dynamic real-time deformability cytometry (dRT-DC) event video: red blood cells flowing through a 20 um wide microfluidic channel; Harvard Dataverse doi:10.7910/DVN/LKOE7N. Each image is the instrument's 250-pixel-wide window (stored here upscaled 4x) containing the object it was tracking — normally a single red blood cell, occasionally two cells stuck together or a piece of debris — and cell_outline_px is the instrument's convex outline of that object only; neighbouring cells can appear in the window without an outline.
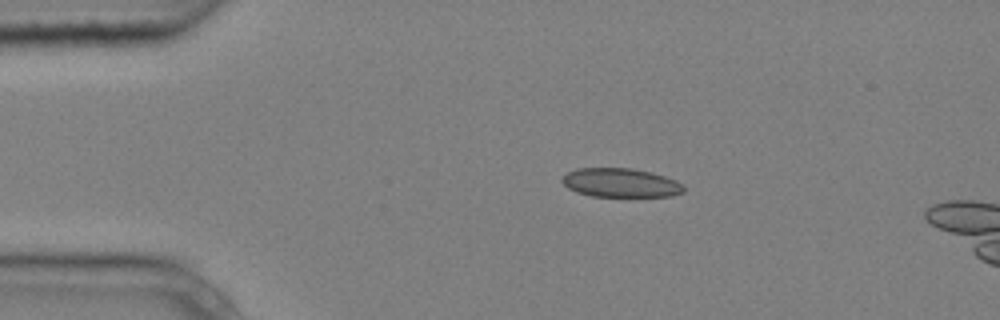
{"species": "common noctule bat (a hibernating species)", "species_latin": "Nyctalus noctula", "temperature_condition": "cold", "stored_images_in_passage": 4, "camera_frame_rate_fps": 3000, "um_per_image_px": 0.085, "animal": {"sex": "male", "body_mass_g": 20.4}, "frame": {"image": 1, "passage_image": 2, "time_ms": 0.333, "image_size_px": [1000, 320], "cell_outline_px": [[684, 192], [672, 196], [592, 196], [576, 192], [568, 188], [560, 180], [568, 172], [576, 168], [632, 168], [652, 172], [676, 180], [684, 184]], "centroid_in_image_um": [52.77, 15.53], "position_along_channel_um": 32.2, "area_um2": 20.58}}